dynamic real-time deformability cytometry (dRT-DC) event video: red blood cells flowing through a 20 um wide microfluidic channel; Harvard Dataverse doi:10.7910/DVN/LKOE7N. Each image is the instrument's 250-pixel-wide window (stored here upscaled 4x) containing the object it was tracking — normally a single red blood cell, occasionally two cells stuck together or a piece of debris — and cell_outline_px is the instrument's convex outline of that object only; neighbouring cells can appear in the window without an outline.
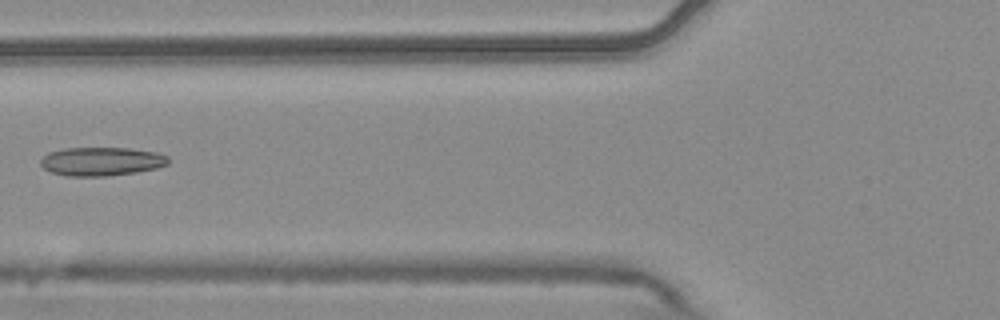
{"species": "common noctule bat (a hibernating species)", "species_latin": "Nyctalus noctula", "temperature_condition": "warm", "stored_images_in_passage": 3, "camera_frame_rate_fps": 3000, "um_per_image_px": 0.085, "animal": {"sex": "male", "body_mass_g": 20.4}, "frame": {"image": 1, "passage_image": 2, "time_ms": 0.333, "image_size_px": [1000, 320], "cell_outline_px": [[168, 164], [156, 168], [136, 172], [108, 176], [68, 176], [52, 172], [44, 168], [40, 164], [40, 160], [48, 152], [64, 148], [128, 148], [156, 152], [168, 156]], "centroid_in_image_um": [8.61, 13.72], "position_along_channel_um": 117.2, "area_um2": 21.27}}
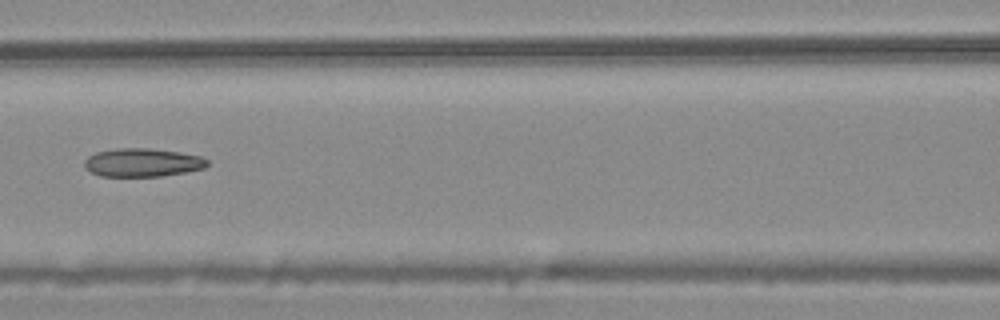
{"frame": {"image": 2, "passage_image": 3, "time_ms": 0.667, "image_size_px": [1000, 320], "cell_outline_px": [[208, 164], [204, 168], [184, 172], [160, 176], [100, 176], [84, 168], [84, 160], [88, 156], [96, 152], [120, 148], [148, 148], [180, 152], [200, 156], [208, 160]], "centroid_in_image_um": [12.09, 13.81], "position_along_channel_um": 154.5, "area_um2": 20.23}}